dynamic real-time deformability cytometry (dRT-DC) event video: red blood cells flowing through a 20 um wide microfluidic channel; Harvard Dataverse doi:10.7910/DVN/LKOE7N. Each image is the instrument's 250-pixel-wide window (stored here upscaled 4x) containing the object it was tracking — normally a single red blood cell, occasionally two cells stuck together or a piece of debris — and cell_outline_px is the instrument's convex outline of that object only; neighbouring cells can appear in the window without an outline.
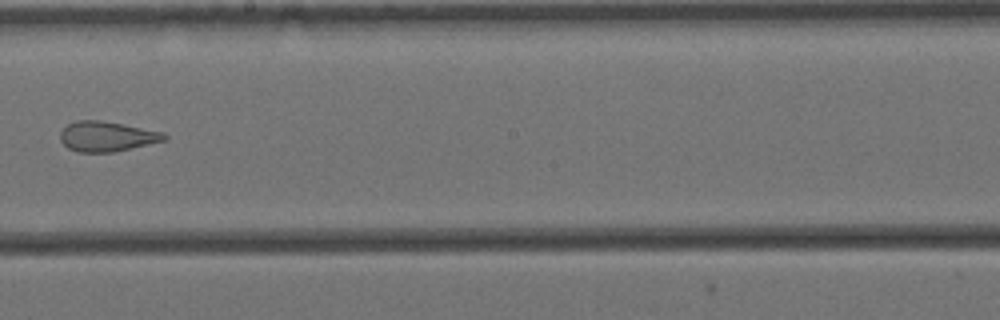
{"species": "Egyptian fruit bat (a non-hibernating species)", "species_latin": "Rousettus aegyptiacus", "temperature_condition": "cold", "stored_images_in_passage": 15, "camera_frame_rate_fps": 3000, "um_per_image_px": 0.085, "animal": {"sex": "female"}, "frame": {"image": 1, "passage_image": 9, "time_ms": 2.667, "image_size_px": [1000, 320], "cell_outline_px": [[168, 140], [112, 152], [80, 152], [68, 148], [60, 140], [60, 132], [68, 124], [76, 120], [100, 120], [124, 124], [164, 132], [168, 136]], "centroid_in_image_um": [9.11, 11.59], "position_along_channel_um": 239.1, "area_um2": 18.26}}